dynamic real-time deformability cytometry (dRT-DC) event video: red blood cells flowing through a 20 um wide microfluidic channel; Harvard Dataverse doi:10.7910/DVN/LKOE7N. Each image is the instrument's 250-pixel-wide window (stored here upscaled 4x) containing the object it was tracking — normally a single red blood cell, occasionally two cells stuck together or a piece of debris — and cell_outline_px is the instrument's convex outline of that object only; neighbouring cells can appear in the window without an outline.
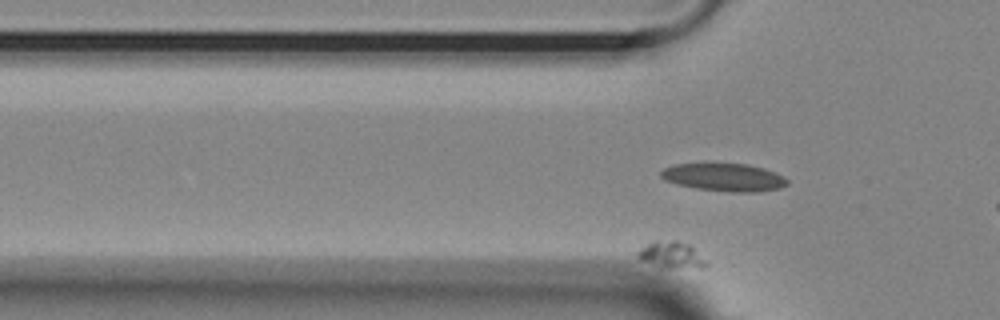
{"species": "Egyptian fruit bat (a non-hibernating species)", "species_latin": "Rousettus aegyptiacus", "temperature_condition": "room temperature", "stored_images_in_passage": 47, "camera_frame_rate_fps": 3000, "um_per_image_px": 0.085, "animal": {"sex": "female"}, "frame": {"image": 1, "passage_image": 8, "time_ms": 2.333, "image_size_px": [1000, 320], "cell_outline_px": [[708, 264], [704, 268], [664, 268], [640, 260], [636, 256], [636, 252], [640, 248], [656, 240], [676, 240], [688, 244]], "centroid_in_image_um": [57.02, 21.68], "position_along_channel_um": 68.8, "area_um2": 10.58}}